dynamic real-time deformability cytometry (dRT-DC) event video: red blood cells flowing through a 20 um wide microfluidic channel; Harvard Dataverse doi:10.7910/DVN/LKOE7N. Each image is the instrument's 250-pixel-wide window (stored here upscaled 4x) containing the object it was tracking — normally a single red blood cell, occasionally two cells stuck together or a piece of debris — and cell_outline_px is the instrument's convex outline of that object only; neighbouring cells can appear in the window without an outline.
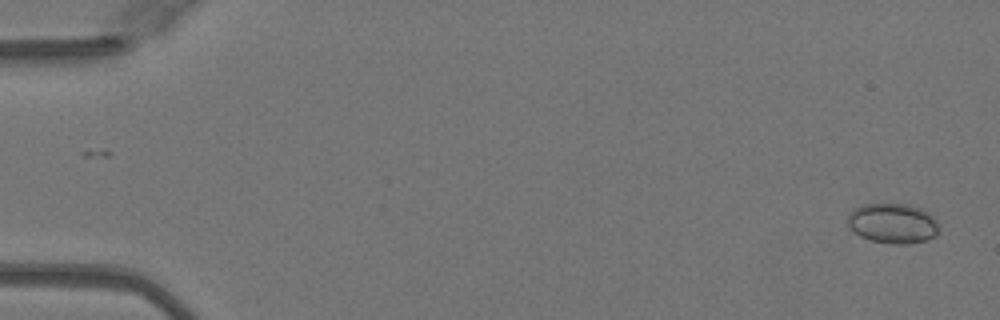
{"species": "Egyptian fruit bat (a non-hibernating species)", "species_latin": "Rousettus aegyptiacus", "temperature_condition": "warm", "stored_images_in_passage": 8, "camera_frame_rate_fps": 3000, "um_per_image_px": 0.085, "animal": {"sex": "female"}, "frame": {"image": 1, "passage_image": 1, "time_ms": 0.0, "image_size_px": [1000, 320], "cell_outline_px": [[940, 228], [936, 236], [924, 240], [908, 244], [892, 244], [872, 240], [860, 236], [852, 232], [848, 228], [848, 216], [852, 208], [860, 204], [908, 204], [920, 208], [928, 212], [940, 224]], "centroid_in_image_um": [75.87, 18.98], "position_along_channel_um": 9.1, "area_um2": 21.62}}